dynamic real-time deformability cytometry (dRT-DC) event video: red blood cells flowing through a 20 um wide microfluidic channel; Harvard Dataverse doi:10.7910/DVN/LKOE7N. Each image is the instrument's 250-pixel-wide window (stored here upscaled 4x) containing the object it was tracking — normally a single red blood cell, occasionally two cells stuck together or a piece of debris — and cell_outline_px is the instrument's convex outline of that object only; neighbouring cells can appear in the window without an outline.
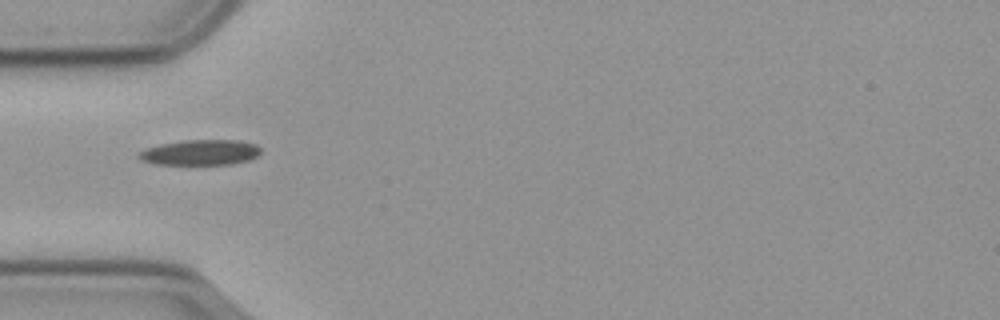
{"species": "common noctule bat (a hibernating species)", "species_latin": "Nyctalus noctula", "temperature_condition": "cold", "stored_images_in_passage": 40, "camera_frame_rate_fps": 3000, "um_per_image_px": 0.085, "animal": {"sex": "male", "body_mass_g": 23.1, "forearm_length_mm": 52.7}, "frame": {"image": 1, "passage_image": 1, "time_ms": 0.0, "image_size_px": [1000, 320], "cell_outline_px": [[260, 152], [256, 156], [248, 160], [232, 164], [156, 164], [140, 160], [136, 156], [140, 152], [148, 148], [160, 144], [184, 140], [240, 140], [256, 144], [260, 148]], "centroid_in_image_um": [17.03, 12.95], "position_along_channel_um": 68.0, "area_um2": 17.98}}
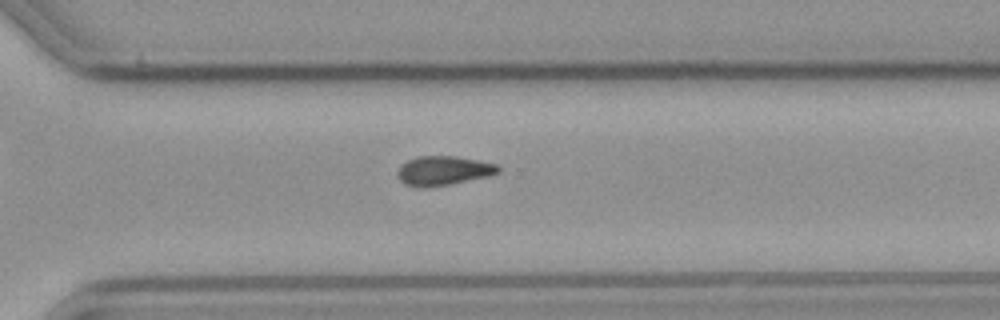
{"frame": {"image": 2, "passage_image": 23, "time_ms": 7.333, "image_size_px": [1000, 320], "cell_outline_px": [[500, 172], [488, 176], [452, 184], [428, 188], [420, 188], [404, 184], [396, 176], [396, 172], [400, 164], [408, 160], [420, 156], [456, 156], [496, 164], [500, 168]], "centroid_in_image_um": [37.64, 14.52], "position_along_channel_um": 333.0, "area_um2": 17.4}}
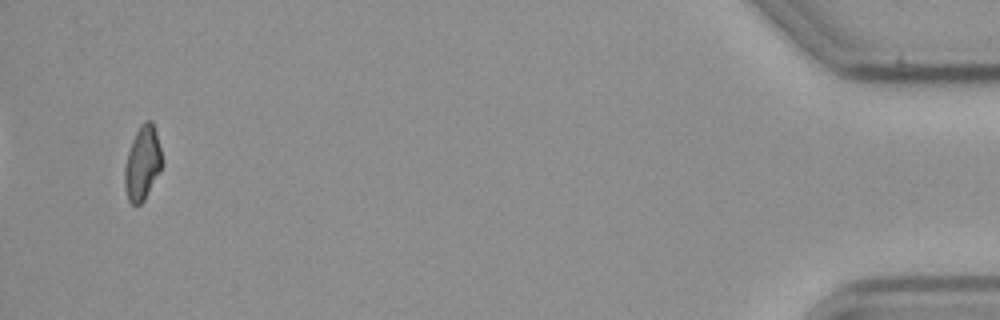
{"frame": {"image": 3, "passage_image": 38, "time_ms": 12.333, "image_size_px": [1000, 320], "cell_outline_px": [[164, 164], [144, 200], [136, 208], [128, 200], [124, 184], [124, 168], [128, 152], [132, 140], [140, 124], [144, 120], [152, 120], [156, 132], [164, 160]], "centroid_in_image_um": [12.12, 13.87], "position_along_channel_um": 423.1, "area_um2": 16.42}}